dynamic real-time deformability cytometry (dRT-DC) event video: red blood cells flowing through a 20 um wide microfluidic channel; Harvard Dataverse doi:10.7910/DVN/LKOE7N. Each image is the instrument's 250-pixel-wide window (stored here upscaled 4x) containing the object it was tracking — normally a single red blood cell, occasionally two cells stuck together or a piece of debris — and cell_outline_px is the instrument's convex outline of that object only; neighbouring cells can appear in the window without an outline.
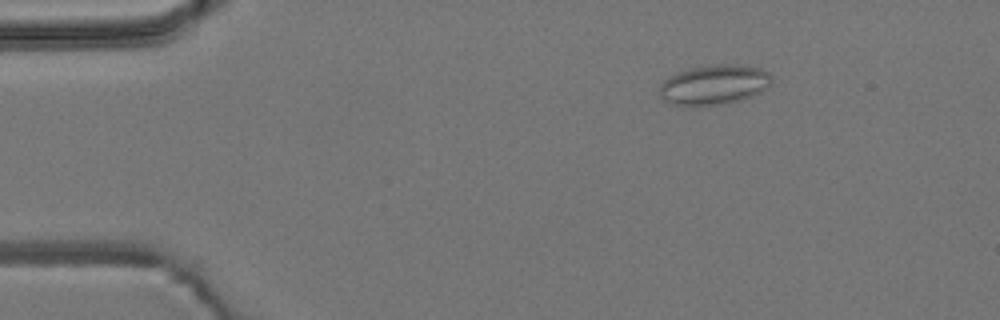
{"species": "common noctule bat (a hibernating species)", "species_latin": "Nyctalus noctula", "temperature_condition": "room temperature", "stored_images_in_passage": 5, "camera_frame_rate_fps": 3000, "um_per_image_px": 0.085, "animal": {"sex": "male", "body_mass_g": 19.2, "forearm_length_mm": 51.8}, "frame": {"image": 1, "passage_image": 3, "time_ms": 2.333, "image_size_px": [1000, 320], "cell_outline_px": [[772, 80], [760, 92], [752, 96], [740, 100], [720, 104], [688, 108], [672, 104], [664, 100], [660, 96], [660, 84], [668, 76], [676, 72], [692, 68], [716, 64], [732, 64], [760, 68], [768, 72], [772, 76]], "centroid_in_image_um": [60.64, 7.22], "position_along_channel_um": 24.4, "area_um2": 26.24}}
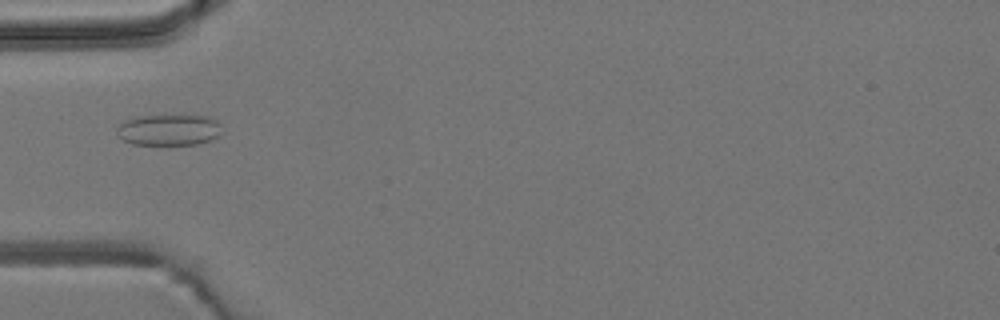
{"frame": {"image": 2, "passage_image": 5, "time_ms": 5.333, "image_size_px": [1000, 320], "cell_outline_px": [[220, 136], [212, 140], [196, 144], [132, 144], [124, 140], [116, 132], [116, 128], [124, 120], [136, 116], [208, 116], [216, 120], [220, 132]], "centroid_in_image_um": [14.33, 11.04], "position_along_channel_um": 70.7, "area_um2": 18.84}}